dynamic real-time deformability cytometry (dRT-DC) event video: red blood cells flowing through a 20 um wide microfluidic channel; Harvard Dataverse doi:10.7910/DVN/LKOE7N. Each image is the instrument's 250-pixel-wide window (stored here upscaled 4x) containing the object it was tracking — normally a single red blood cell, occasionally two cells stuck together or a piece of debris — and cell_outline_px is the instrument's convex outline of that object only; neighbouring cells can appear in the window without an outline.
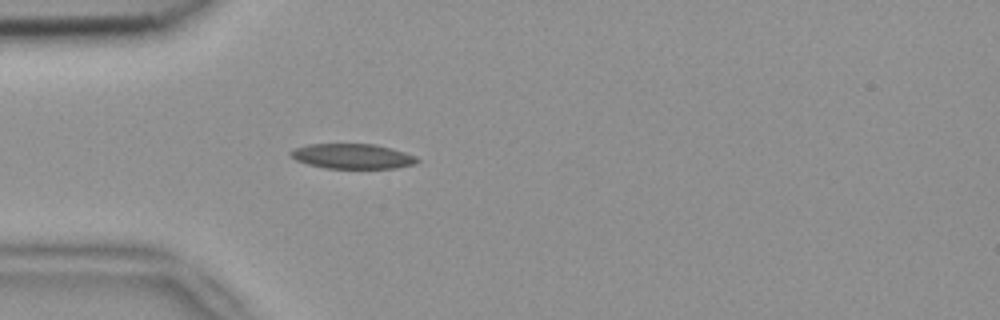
{"species": "common noctule bat (a hibernating species)", "species_latin": "Nyctalus noctula", "temperature_condition": "room temperature", "stored_images_in_passage": 1, "camera_frame_rate_fps": 3000, "um_per_image_px": 0.085, "animal": {"sex": "female", "body_mass_g": 18.4}, "frame": {"image": 1, "passage_image": 1, "time_ms": 0.0, "image_size_px": [1000, 320], "cell_outline_px": [[420, 160], [412, 164], [396, 168], [328, 168], [308, 164], [296, 160], [288, 152], [296, 148], [308, 144], [372, 144], [392, 148], [416, 156]], "centroid_in_image_um": [29.96, 13.28], "position_along_channel_um": 55.0, "area_um2": 18.21}}